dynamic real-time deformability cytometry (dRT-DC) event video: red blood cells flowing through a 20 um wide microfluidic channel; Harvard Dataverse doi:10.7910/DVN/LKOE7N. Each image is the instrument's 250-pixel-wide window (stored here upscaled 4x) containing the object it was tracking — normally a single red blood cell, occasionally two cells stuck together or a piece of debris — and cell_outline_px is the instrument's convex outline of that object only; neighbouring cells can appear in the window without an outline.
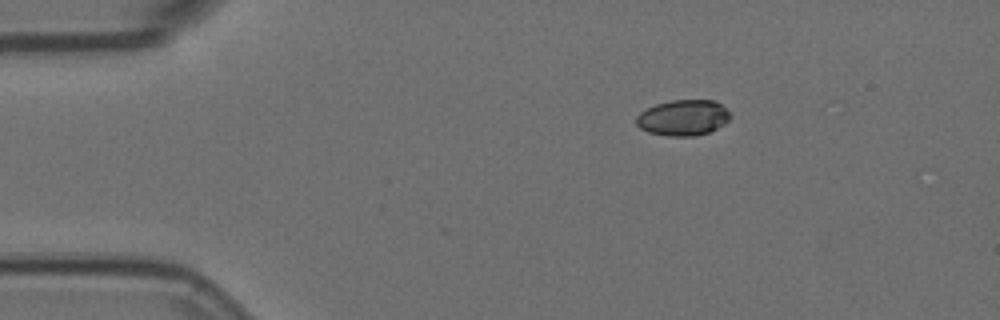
{"species": "Egyptian fruit bat (a non-hibernating species)", "species_latin": "Rousettus aegyptiacus", "temperature_condition": "room temperature", "stored_images_in_passage": 3, "camera_frame_rate_fps": 3000, "um_per_image_px": 0.085, "animal": {"sex": "female"}, "frame": {"image": 1, "passage_image": 1, "time_ms": 0.0, "image_size_px": [1000, 320], "cell_outline_px": [[732, 116], [724, 124], [708, 132], [696, 136], [668, 136], [648, 132], [640, 128], [636, 124], [636, 116], [640, 112], [656, 104], [672, 100], [716, 100]], "centroid_in_image_um": [58.05, 10.01], "position_along_channel_um": 26.9, "area_um2": 19.54}}
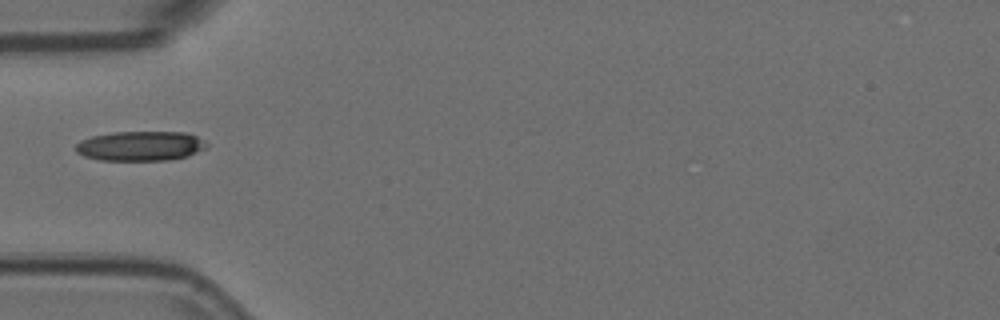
{"frame": {"image": 2, "passage_image": 3, "time_ms": 0.667, "image_size_px": [1000, 320], "cell_outline_px": [[208, 148], [188, 156], [172, 160], [100, 160], [84, 156], [76, 152], [76, 144], [80, 140], [92, 136], [112, 132], [184, 132], [196, 136], [208, 144]], "centroid_in_image_um": [11.95, 12.41], "position_along_channel_um": 73.1, "area_um2": 22.77}}